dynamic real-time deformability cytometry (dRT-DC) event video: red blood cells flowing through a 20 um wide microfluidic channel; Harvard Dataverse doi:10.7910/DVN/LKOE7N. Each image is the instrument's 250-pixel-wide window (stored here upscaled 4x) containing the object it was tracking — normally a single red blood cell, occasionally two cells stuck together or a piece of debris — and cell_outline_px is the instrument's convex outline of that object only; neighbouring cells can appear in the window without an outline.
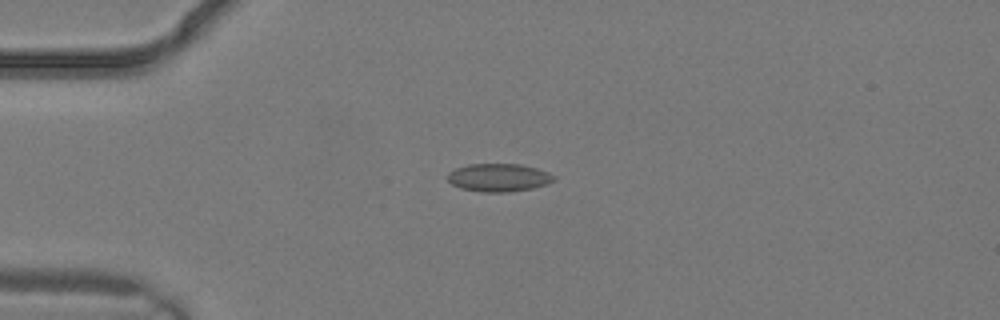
{"species": "common noctule bat (a hibernating species)", "species_latin": "Nyctalus noctula", "temperature_condition": "warm", "stored_images_in_passage": 1, "camera_frame_rate_fps": 3000, "um_per_image_px": 0.085, "animal": {"sex": "male", "body_mass_g": 19.2, "forearm_length_mm": 51.8}, "frame": {"image": 1, "passage_image": 1, "time_ms": 0.0, "image_size_px": [1000, 320], "cell_outline_px": [[556, 180], [548, 184], [532, 188], [508, 192], [480, 192], [460, 188], [452, 184], [448, 180], [448, 172], [456, 168], [468, 164], [520, 164], [536, 168], [548, 172], [556, 176]], "centroid_in_image_um": [42.41, 15.09], "position_along_channel_um": 42.6, "area_um2": 17.46}}